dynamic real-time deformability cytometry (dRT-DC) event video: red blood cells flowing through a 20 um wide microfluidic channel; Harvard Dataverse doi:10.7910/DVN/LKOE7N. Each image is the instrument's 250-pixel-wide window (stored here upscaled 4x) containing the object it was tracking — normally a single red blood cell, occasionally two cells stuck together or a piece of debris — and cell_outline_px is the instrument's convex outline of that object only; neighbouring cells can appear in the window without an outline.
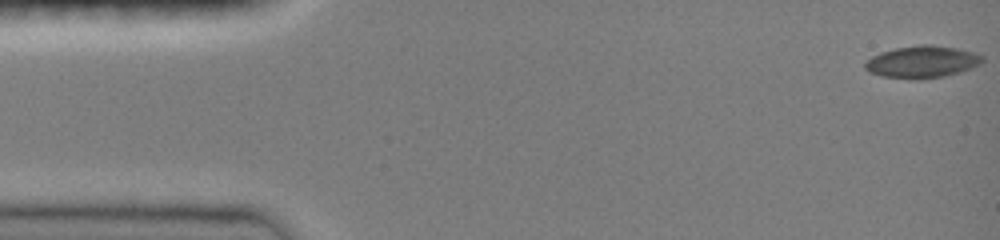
{"species": "common noctule bat (a hibernating species)", "species_latin": "Nyctalus noctula", "temperature_condition": "room temperature", "stored_images_in_passage": 47, "camera_frame_rate_fps": 3000, "um_per_image_px": 0.085, "animal": {"sex": "female", "body_mass_g": 19.0, "forearm_length_mm": 51.5}, "frame": {"image": 1, "passage_image": 1, "time_ms": 0.0, "image_size_px": [1000, 240], "cell_outline_px": [[984, 60], [980, 64], [972, 68], [960, 72], [944, 76], [884, 76], [868, 72], [864, 68], [864, 60], [880, 52], [896, 48], [920, 44], [932, 44], [956, 48], [972, 52], [984, 56]], "centroid_in_image_um": [78.38, 5.2], "position_along_channel_um": 6.6, "area_um2": 21.27}}
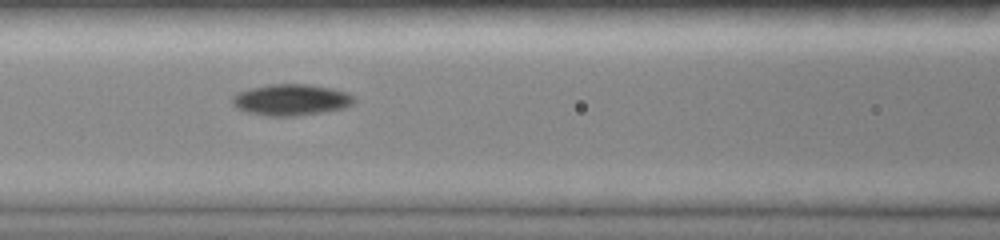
{"frame": {"image": 2, "passage_image": 20, "time_ms": 6.333, "image_size_px": [1000, 240], "cell_outline_px": [[356, 100], [348, 108], [324, 112], [296, 116], [264, 116], [244, 112], [236, 108], [232, 104], [232, 96], [236, 92], [268, 84], [304, 84], [332, 88], [344, 92], [352, 96]], "centroid_in_image_um": [24.71, 8.5], "position_along_channel_um": 141.9, "area_um2": 22.48}}
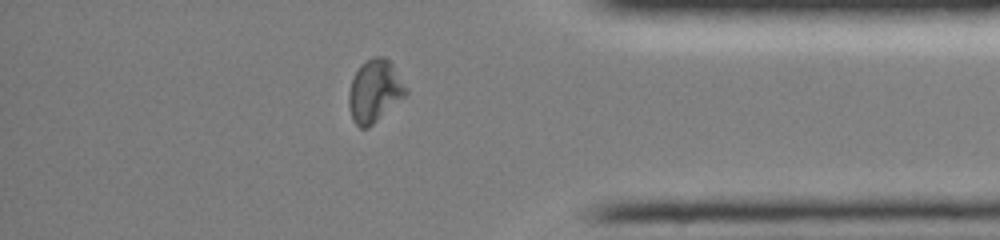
{"frame": {"image": 3, "passage_image": 40, "time_ms": 13.0, "image_size_px": [1000, 240], "cell_outline_px": [[408, 92], [404, 96], [368, 128], [360, 128], [352, 120], [348, 104], [348, 92], [352, 80], [360, 64], [372, 56], [384, 56], [392, 64], [408, 88]], "centroid_in_image_um": [31.82, 7.72], "position_along_channel_um": 403.4, "area_um2": 20.69}, "authors_computed_cell_mechanics": {"area_um2": 20.808, "velocity_mm_per_s": 4.0765, "shape_relaxation_time_tau1_ms": 9.3096, "shape_relaxation_time_tau2_ms": null, "deformation_change_tau1": 0.1682, "deformation_change_tau2": null}}